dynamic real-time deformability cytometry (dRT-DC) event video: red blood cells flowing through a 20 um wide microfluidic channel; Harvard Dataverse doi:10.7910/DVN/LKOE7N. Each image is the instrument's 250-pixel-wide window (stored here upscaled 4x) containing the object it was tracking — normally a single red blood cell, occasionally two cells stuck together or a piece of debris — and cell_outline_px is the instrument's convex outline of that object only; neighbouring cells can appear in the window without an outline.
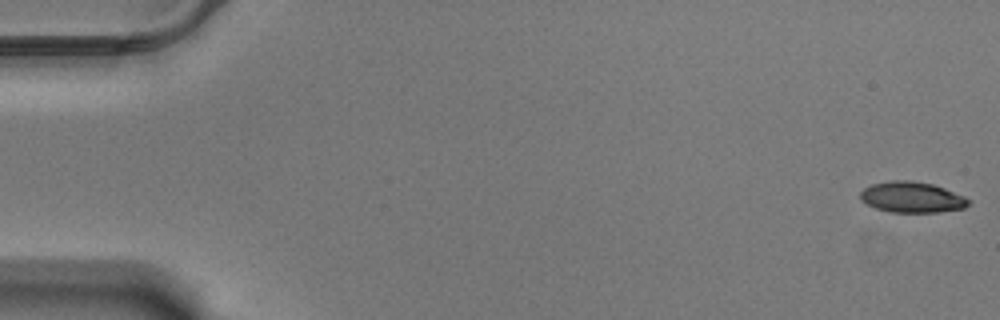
{"species": "Egyptian fruit bat (a non-hibernating species)", "species_latin": "Rousettus aegyptiacus", "temperature_condition": "warm", "stored_images_in_passage": 58, "camera_frame_rate_fps": 3000, "um_per_image_px": 0.085, "animal": {"sex": "male"}, "frame": {"image": 1, "passage_image": 1, "time_ms": 0.0, "image_size_px": [1000, 320], "cell_outline_px": [[972, 200], [964, 208], [936, 212], [892, 212], [876, 208], [860, 200], [860, 192], [864, 188], [872, 184], [892, 180], [912, 180], [932, 184], [944, 188], [964, 196]], "centroid_in_image_um": [77.51, 16.75], "position_along_channel_um": 7.5, "area_um2": 19.36}}
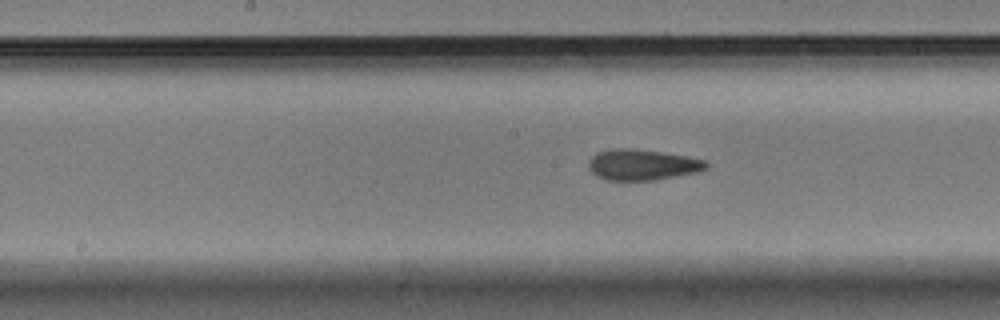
{"frame": {"image": 2, "passage_image": 30, "time_ms": 9.667, "image_size_px": [1000, 320], "cell_outline_px": [[708, 168], [700, 172], [656, 180], [608, 180], [596, 176], [588, 168], [588, 160], [596, 152], [608, 148], [632, 148], [688, 156], [704, 160], [708, 164]], "centroid_in_image_um": [54.58, 14.0], "position_along_channel_um": 193.6, "area_um2": 21.44}}
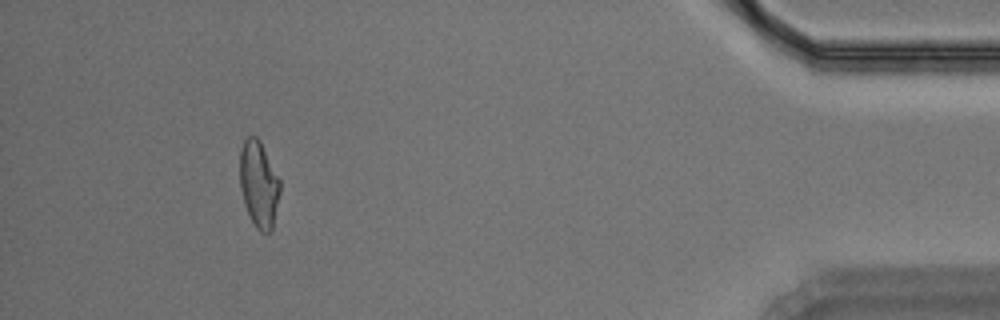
{"frame": {"image": 3, "passage_image": 54, "time_ms": 17.667, "image_size_px": [1000, 320], "cell_outline_px": [[280, 192], [272, 232], [260, 232], [256, 228], [244, 204], [240, 188], [240, 148], [244, 140], [248, 136], [256, 136], [260, 140], [280, 180]], "centroid_in_image_um": [22.0, 15.66], "position_along_channel_um": 413.2, "area_um2": 20.29}, "authors_computed_cell_mechanics": {"area_um2": 20.4901, "velocity_mm_per_s": 3.4913, "shape_relaxation_time_tau1_ms": 8.2511, "shape_relaxation_time_tau2_ms": 2.3481, "deformation_change_tau1": 0.1821, "deformation_change_tau2": 0.1025}}